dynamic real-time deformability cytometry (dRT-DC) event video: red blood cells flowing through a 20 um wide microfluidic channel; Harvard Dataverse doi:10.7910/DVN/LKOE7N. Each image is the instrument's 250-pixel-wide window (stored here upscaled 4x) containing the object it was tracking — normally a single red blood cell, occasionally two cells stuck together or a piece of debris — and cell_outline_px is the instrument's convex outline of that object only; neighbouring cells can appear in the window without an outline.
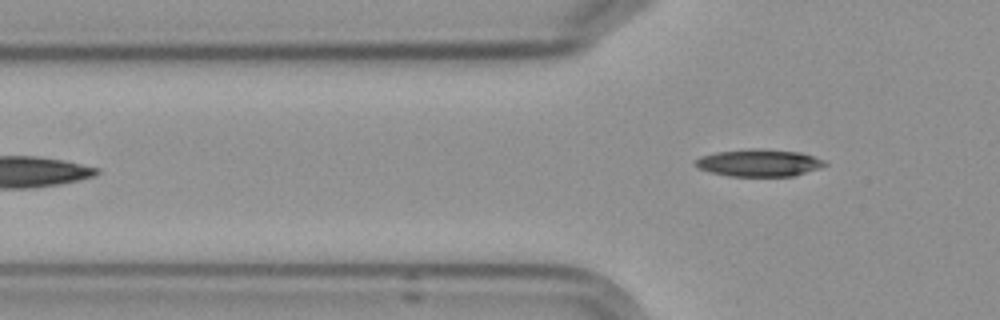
{"species": "Egyptian fruit bat (a non-hibernating species)", "species_latin": "Rousettus aegyptiacus", "temperature_condition": "cold", "stored_images_in_passage": 2, "camera_frame_rate_fps": 3000, "um_per_image_px": 0.085, "frame": {"image": 1, "passage_image": 2, "time_ms": 1.333, "image_size_px": [1000, 320], "cell_outline_px": [[828, 164], [820, 168], [792, 176], [728, 176], [712, 172], [700, 168], [692, 164], [692, 160], [700, 156], [716, 152], [748, 148], [756, 148], [800, 152], [824, 160]], "centroid_in_image_um": [64.47, 13.83], "position_along_channel_um": 61.3, "area_um2": 20.63}}